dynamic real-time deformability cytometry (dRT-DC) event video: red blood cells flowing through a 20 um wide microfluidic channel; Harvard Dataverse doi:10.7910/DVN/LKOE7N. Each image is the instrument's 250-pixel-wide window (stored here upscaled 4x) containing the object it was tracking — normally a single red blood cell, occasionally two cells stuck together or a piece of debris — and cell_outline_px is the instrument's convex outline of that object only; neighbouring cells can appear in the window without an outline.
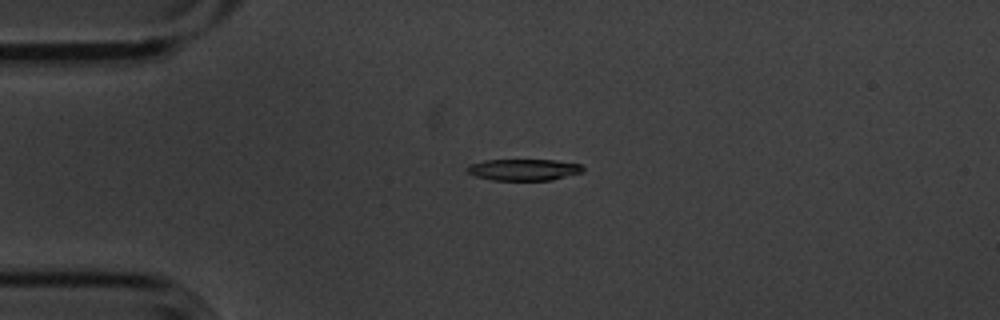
{"species": "common noctule bat (a hibernating species)", "species_latin": "Nyctalus noctula", "temperature_condition": "cold", "stored_images_in_passage": 5, "camera_frame_rate_fps": 3000, "um_per_image_px": 0.085, "animal": {"sex": "male", "body_mass_g": 20.1, "forearm_length_mm": 53.5}, "frame": {"image": 1, "passage_image": 4, "time_ms": 1.0, "image_size_px": [1000, 320], "cell_outline_px": [[584, 172], [552, 180], [492, 180], [476, 176], [468, 172], [464, 168], [468, 164], [484, 160], [556, 160], [580, 164], [584, 168]], "centroid_in_image_um": [44.51, 14.42], "position_along_channel_um": 40.5, "area_um2": 14.62}}